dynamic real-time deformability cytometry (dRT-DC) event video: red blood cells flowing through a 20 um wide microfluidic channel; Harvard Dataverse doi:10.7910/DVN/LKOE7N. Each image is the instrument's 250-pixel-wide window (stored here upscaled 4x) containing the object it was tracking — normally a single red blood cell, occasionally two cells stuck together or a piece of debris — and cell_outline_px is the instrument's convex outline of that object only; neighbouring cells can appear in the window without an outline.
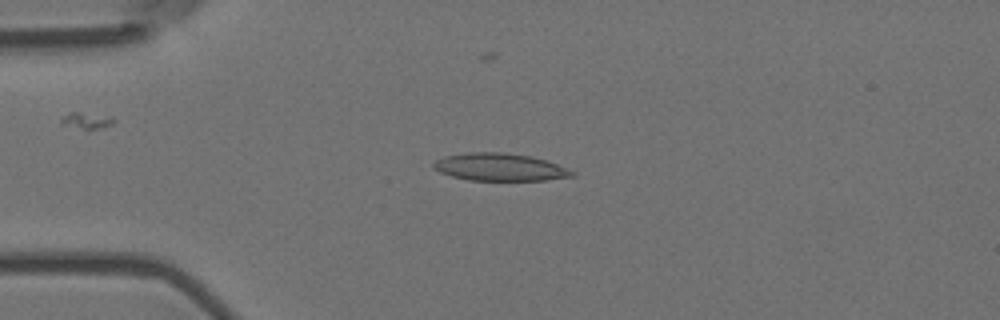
{"species": "Egyptian fruit bat (a non-hibernating species)", "species_latin": "Rousettus aegyptiacus", "temperature_condition": "room temperature", "stored_images_in_passage": 3, "camera_frame_rate_fps": 3000, "um_per_image_px": 0.085, "animal": {"sex": "female"}, "frame": {"image": 1, "passage_image": 2, "time_ms": 0.333, "image_size_px": [1000, 320], "cell_outline_px": [[576, 176], [544, 180], [468, 180], [452, 176], [440, 172], [432, 168], [432, 164], [436, 160], [444, 156], [468, 152], [504, 152], [532, 156], [556, 164], [576, 172]], "centroid_in_image_um": [42.47, 14.2], "position_along_channel_um": 42.5, "area_um2": 22.25}}